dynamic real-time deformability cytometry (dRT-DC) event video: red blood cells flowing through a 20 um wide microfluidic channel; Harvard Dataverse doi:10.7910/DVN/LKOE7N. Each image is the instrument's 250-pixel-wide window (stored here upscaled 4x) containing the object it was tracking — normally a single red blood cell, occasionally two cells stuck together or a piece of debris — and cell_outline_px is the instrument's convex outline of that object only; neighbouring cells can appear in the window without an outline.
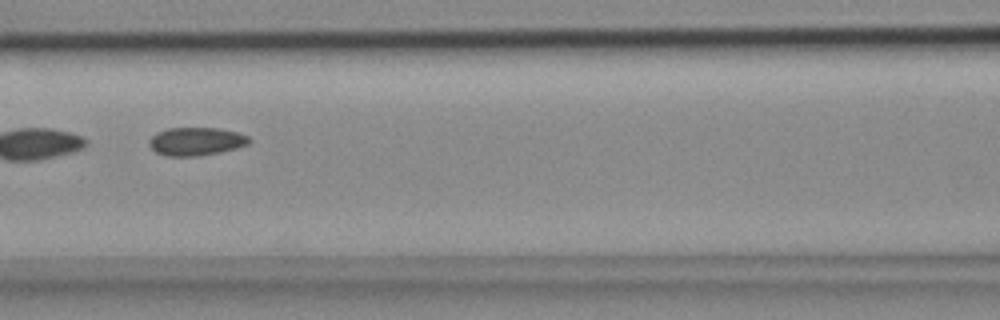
{"species": "common noctule bat (a hibernating species)", "species_latin": "Nyctalus noctula", "temperature_condition": "cold", "stored_images_in_passage": 10, "camera_frame_rate_fps": 3000, "um_per_image_px": 0.085, "animal": {"sex": "female", "body_mass_g": 18.4}, "frame": {"image": 1, "passage_image": 7, "time_ms": 2.0, "image_size_px": [1000, 320], "cell_outline_px": [[252, 140], [248, 144], [236, 148], [220, 152], [196, 156], [168, 156], [156, 152], [148, 144], [148, 140], [156, 132], [168, 128], [220, 128], [236, 132], [248, 136]], "centroid_in_image_um": [16.66, 12.01], "position_along_channel_um": 149.9, "area_um2": 16.42}}